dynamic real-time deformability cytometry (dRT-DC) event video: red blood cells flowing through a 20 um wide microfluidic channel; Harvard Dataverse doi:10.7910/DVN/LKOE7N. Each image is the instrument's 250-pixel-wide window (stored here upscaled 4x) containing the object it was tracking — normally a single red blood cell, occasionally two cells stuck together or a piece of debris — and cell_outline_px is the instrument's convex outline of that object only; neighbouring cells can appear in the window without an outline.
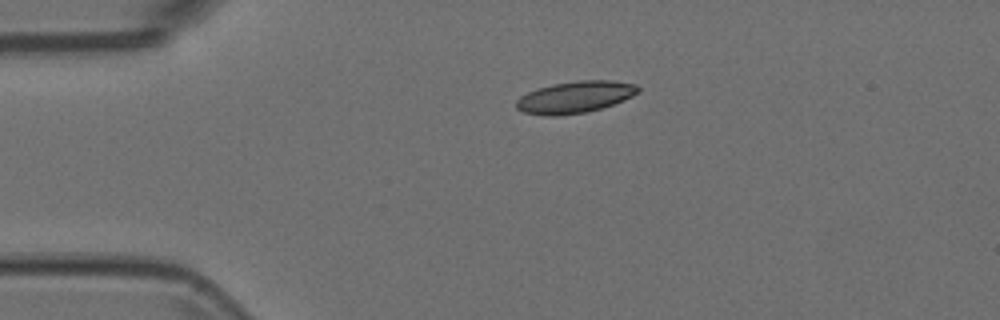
{"species": "Egyptian fruit bat (a non-hibernating species)", "species_latin": "Rousettus aegyptiacus", "temperature_condition": "room temperature", "stored_images_in_passage": 38, "camera_frame_rate_fps": 3000, "um_per_image_px": 0.085, "animal": {"sex": "female"}, "frame": {"image": 1, "passage_image": 1, "time_ms": 0.0, "image_size_px": [1000, 320], "cell_outline_px": [[640, 92], [624, 100], [588, 112], [556, 116], [548, 116], [524, 112], [516, 108], [516, 100], [520, 96], [536, 88], [552, 84], [576, 80], [612, 80], [636, 84], [640, 88]], "centroid_in_image_um": [48.88, 8.24], "position_along_channel_um": 36.1, "area_um2": 22.72}}
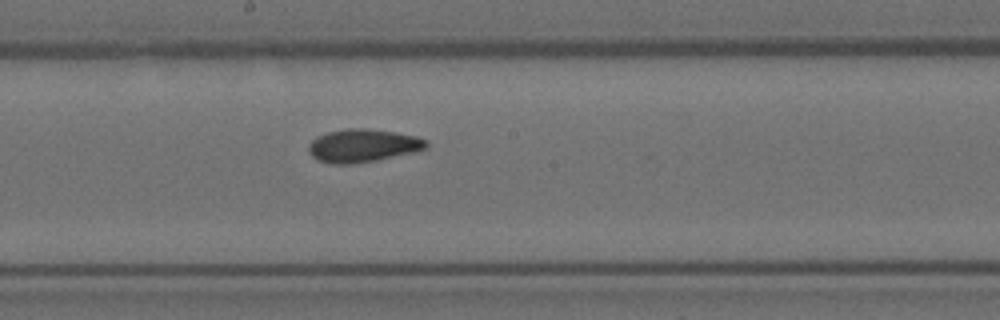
{"frame": {"image": 2, "passage_image": 18, "time_ms": 5.667, "image_size_px": [1000, 320], "cell_outline_px": [[428, 148], [416, 152], [376, 160], [352, 164], [332, 164], [316, 160], [308, 152], [308, 144], [316, 136], [328, 132], [348, 128], [368, 128], [416, 136], [428, 140]], "centroid_in_image_um": [30.83, 12.38], "position_along_channel_um": 217.4, "area_um2": 22.89}}
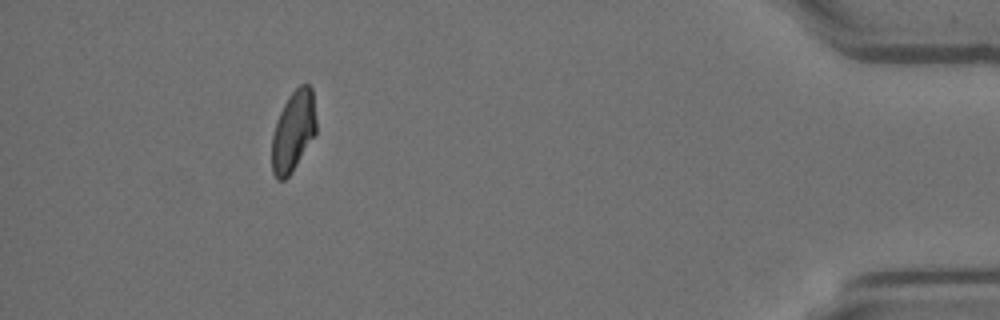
{"frame": {"image": 3, "passage_image": 38, "time_ms": 12.333, "image_size_px": [1000, 320], "cell_outline_px": [[316, 132], [292, 172], [284, 180], [276, 180], [272, 172], [272, 136], [276, 120], [288, 96], [300, 84], [308, 84], [312, 88], [316, 120]], "centroid_in_image_um": [24.92, 11.15], "position_along_channel_um": 410.3, "area_um2": 20.81}}